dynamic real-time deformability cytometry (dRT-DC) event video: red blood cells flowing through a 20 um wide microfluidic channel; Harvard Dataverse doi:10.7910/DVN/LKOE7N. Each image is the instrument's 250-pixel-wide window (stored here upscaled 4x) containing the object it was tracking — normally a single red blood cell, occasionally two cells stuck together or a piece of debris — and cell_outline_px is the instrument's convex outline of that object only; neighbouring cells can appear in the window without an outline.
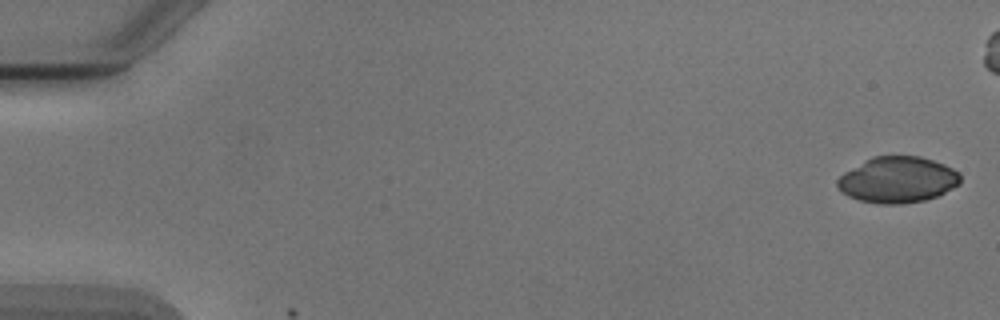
{"species": "Egyptian fruit bat (a non-hibernating species)", "species_latin": "Rousettus aegyptiacus", "temperature_condition": "cold", "stored_images_in_passage": 2, "camera_frame_rate_fps": 3000, "um_per_image_px": 0.085, "animal": {"sex": "male"}, "frame": {"image": 1, "passage_image": 1, "time_ms": 0.0, "image_size_px": [1000, 320], "cell_outline_px": [[960, 184], [936, 196], [924, 200], [900, 204], [880, 204], [860, 200], [848, 196], [840, 192], [836, 184], [836, 180], [844, 172], [864, 160], [872, 156], [920, 156], [944, 164], [952, 168], [960, 176]], "centroid_in_image_um": [76.25, 15.28], "position_along_channel_um": 8.7, "area_um2": 32.95}}